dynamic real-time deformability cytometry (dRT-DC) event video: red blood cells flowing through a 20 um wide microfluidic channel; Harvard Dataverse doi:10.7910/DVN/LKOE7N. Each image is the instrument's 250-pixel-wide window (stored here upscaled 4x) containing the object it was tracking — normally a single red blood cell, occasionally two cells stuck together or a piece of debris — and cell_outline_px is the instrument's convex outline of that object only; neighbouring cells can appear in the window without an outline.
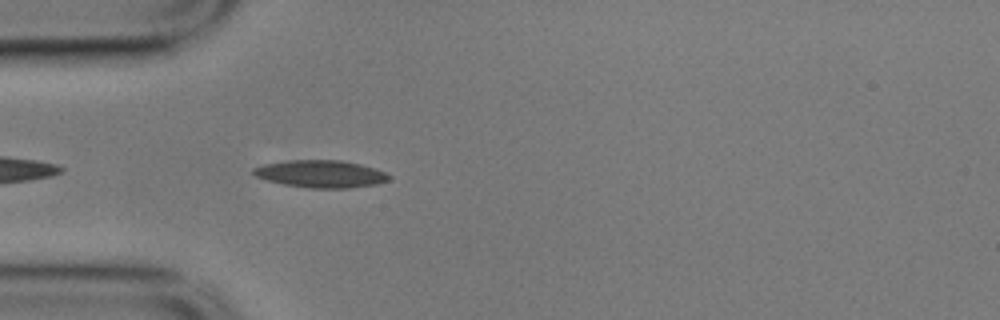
{"species": "common noctule bat (a hibernating species)", "species_latin": "Nyctalus noctula", "temperature_condition": "cold", "stored_images_in_passage": 27, "camera_frame_rate_fps": 3000, "um_per_image_px": 0.085, "animal": {"sex": "male", "body_mass_g": 17.9}, "frame": {"image": 1, "passage_image": 3, "time_ms": 0.667, "image_size_px": [1000, 320], "cell_outline_px": [[392, 176], [388, 180], [380, 184], [352, 188], [308, 188], [284, 184], [268, 180], [256, 176], [252, 172], [252, 168], [264, 164], [288, 160], [340, 160], [360, 164], [376, 168]], "centroid_in_image_um": [27.31, 14.78], "position_along_channel_um": 57.7, "area_um2": 21.73}}
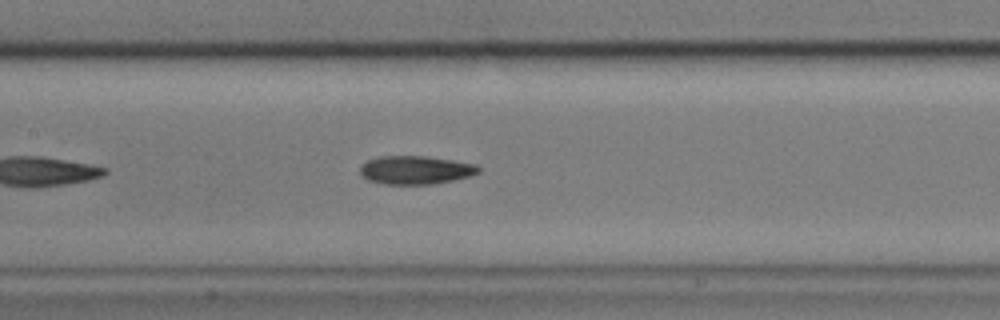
{"frame": {"image": 2, "passage_image": 13, "time_ms": 4.0, "image_size_px": [1000, 320], "cell_outline_px": [[480, 172], [472, 176], [432, 184], [384, 184], [368, 180], [360, 172], [360, 168], [368, 160], [380, 156], [428, 156], [476, 164], [480, 168]], "centroid_in_image_um": [35.36, 14.45], "position_along_channel_um": 172.0, "area_um2": 19.54}}
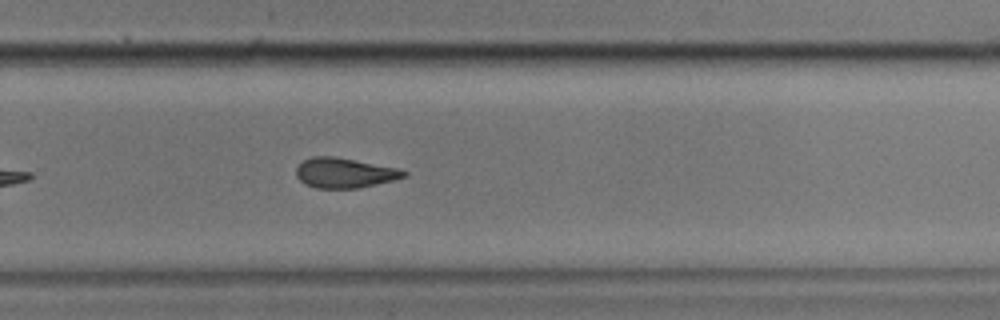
{"frame": {"image": 3, "passage_image": 24, "time_ms": 7.667, "image_size_px": [1000, 320], "cell_outline_px": [[408, 176], [396, 180], [356, 188], [316, 188], [304, 184], [296, 176], [296, 168], [304, 160], [312, 156], [336, 156], [400, 168], [408, 172]], "centroid_in_image_um": [29.32, 14.69], "position_along_channel_um": 300.5, "area_um2": 19.07}}